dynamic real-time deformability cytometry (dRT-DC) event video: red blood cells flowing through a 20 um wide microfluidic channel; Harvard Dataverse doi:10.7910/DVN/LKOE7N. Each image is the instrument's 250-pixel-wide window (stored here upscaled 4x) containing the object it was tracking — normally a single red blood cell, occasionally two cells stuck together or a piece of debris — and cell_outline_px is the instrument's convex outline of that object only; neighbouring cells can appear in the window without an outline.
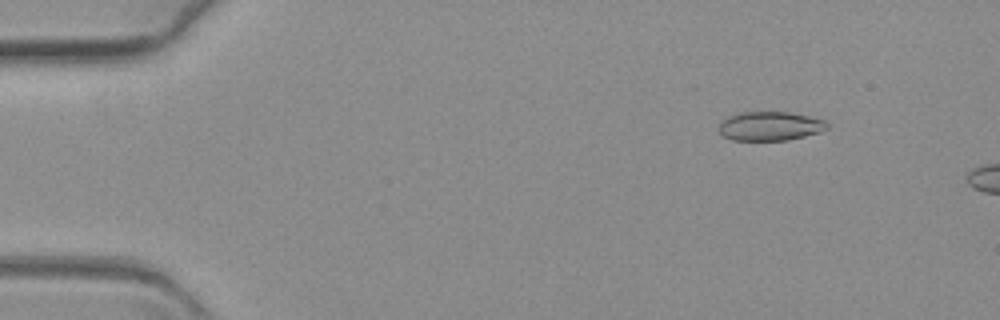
{"species": "common noctule bat (a hibernating species)", "species_latin": "Nyctalus noctula", "temperature_condition": "warm", "stored_images_in_passage": 14, "camera_frame_rate_fps": 3000, "um_per_image_px": 0.085, "animal": {"sex": "female", "body_mass_g": 19.3, "forearm_length_mm": 54.1}, "frame": {"image": 1, "passage_image": 8, "time_ms": 2.333, "image_size_px": [1000, 320], "cell_outline_px": [[828, 128], [820, 132], [788, 140], [732, 140], [724, 136], [716, 128], [720, 120], [728, 116], [740, 112], [788, 112], [808, 116], [824, 120], [828, 124]], "centroid_in_image_um": [65.4, 10.71], "position_along_channel_um": 19.6, "area_um2": 18.44}}